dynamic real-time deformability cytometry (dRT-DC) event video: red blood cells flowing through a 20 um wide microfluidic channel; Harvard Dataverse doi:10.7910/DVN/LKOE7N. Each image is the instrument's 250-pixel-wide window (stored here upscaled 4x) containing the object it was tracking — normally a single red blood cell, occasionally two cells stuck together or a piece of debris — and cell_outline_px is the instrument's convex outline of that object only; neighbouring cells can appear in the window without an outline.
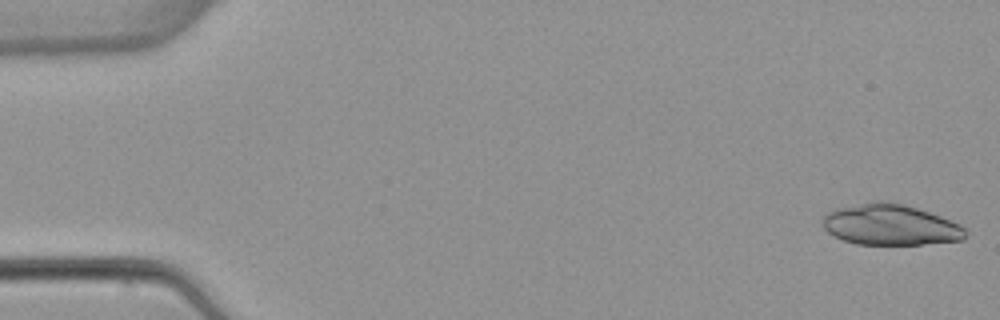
{"species": "common noctule bat (a hibernating species)", "species_latin": "Nyctalus noctula", "temperature_condition": "warm", "stored_images_in_passage": 5, "camera_frame_rate_fps": 3000, "um_per_image_px": 0.085, "animal": {"sex": "female", "body_mass_g": 22.7, "forearm_length_mm": 54.2}, "frame": {"image": 1, "passage_image": 1, "time_ms": 0.0, "image_size_px": [1000, 320], "cell_outline_px": [[964, 240], [920, 244], [856, 244], [844, 240], [828, 232], [824, 228], [824, 216], [828, 212], [840, 208], [876, 200], [880, 200], [904, 204], [940, 216], [960, 224], [964, 228]], "centroid_in_image_um": [75.69, 19.11], "position_along_channel_um": 9.3, "area_um2": 33.47}}